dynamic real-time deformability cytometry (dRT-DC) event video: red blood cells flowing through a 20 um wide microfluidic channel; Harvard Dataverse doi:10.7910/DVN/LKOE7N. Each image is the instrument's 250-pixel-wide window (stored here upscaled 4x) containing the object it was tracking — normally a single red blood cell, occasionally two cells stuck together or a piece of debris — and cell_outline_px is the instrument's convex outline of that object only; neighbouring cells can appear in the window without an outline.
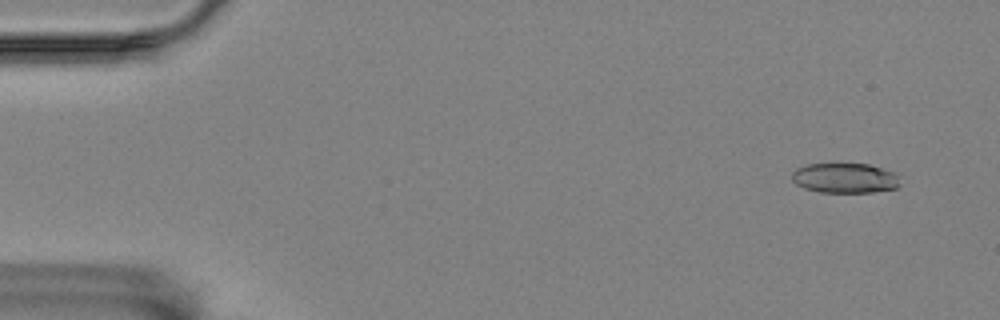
{"species": "Egyptian fruit bat (a non-hibernating species)", "species_latin": "Rousettus aegyptiacus", "temperature_condition": "room temperature", "stored_images_in_passage": 8, "camera_frame_rate_fps": 3000, "um_per_image_px": 0.085, "animal": {"sex": "female"}, "frame": {"image": 1, "passage_image": 1, "time_ms": 0.0, "image_size_px": [1000, 320], "cell_outline_px": [[896, 188], [872, 192], [820, 192], [804, 188], [796, 184], [792, 180], [792, 172], [796, 168], [808, 164], [868, 164], [896, 172]], "centroid_in_image_um": [71.76, 15.13], "position_along_channel_um": 13.2, "area_um2": 18.67}}
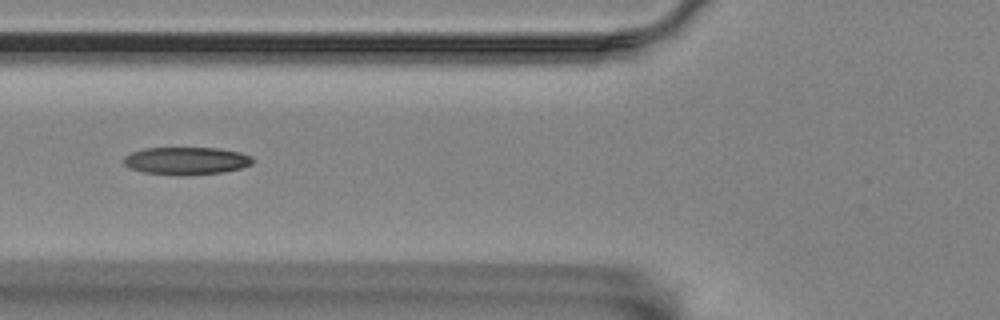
{"frame": {"image": 2, "passage_image": 6, "time_ms": 6.0, "image_size_px": [1000, 320], "cell_outline_px": [[252, 164], [240, 168], [224, 172], [144, 172], [132, 168], [124, 164], [124, 156], [132, 152], [144, 148], [216, 148], [240, 152], [252, 156]], "centroid_in_image_um": [15.86, 13.61], "position_along_channel_um": 109.9, "area_um2": 19.54}}
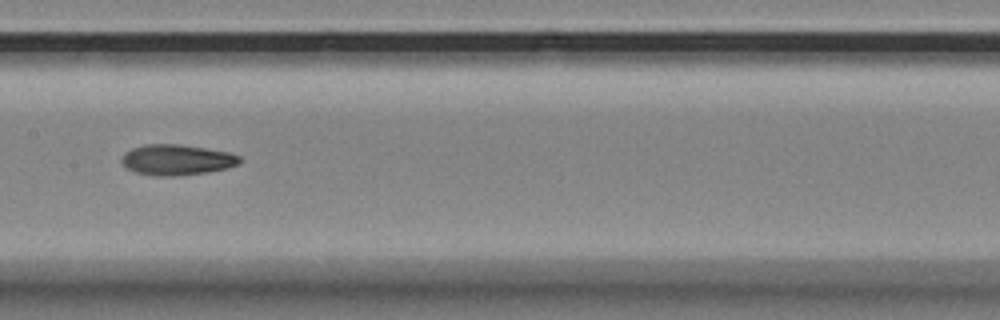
{"frame": {"image": 3, "passage_image": 8, "time_ms": 8.333, "image_size_px": [1000, 320], "cell_outline_px": [[240, 164], [228, 168], [208, 172], [172, 176], [156, 176], [136, 172], [128, 168], [120, 160], [120, 156], [124, 152], [132, 148], [144, 144], [176, 144], [204, 148], [228, 152], [240, 156]], "centroid_in_image_um": [15.01, 13.58], "position_along_channel_um": 192.4, "area_um2": 21.04}}